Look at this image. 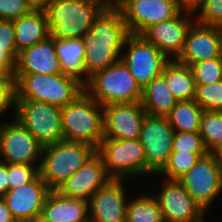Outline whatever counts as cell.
Returning a JSON list of instances; mask_svg holds the SVG:
<instances>
[{
    "mask_svg": "<svg viewBox=\"0 0 222 222\" xmlns=\"http://www.w3.org/2000/svg\"><path fill=\"white\" fill-rule=\"evenodd\" d=\"M104 109V138L139 139L146 111L141 102L109 104Z\"/></svg>",
    "mask_w": 222,
    "mask_h": 222,
    "instance_id": "e0dca14e",
    "label": "cell"
},
{
    "mask_svg": "<svg viewBox=\"0 0 222 222\" xmlns=\"http://www.w3.org/2000/svg\"><path fill=\"white\" fill-rule=\"evenodd\" d=\"M40 218L44 222H90L89 202L64 197L55 190H50L44 201Z\"/></svg>",
    "mask_w": 222,
    "mask_h": 222,
    "instance_id": "7402d4cb",
    "label": "cell"
},
{
    "mask_svg": "<svg viewBox=\"0 0 222 222\" xmlns=\"http://www.w3.org/2000/svg\"><path fill=\"white\" fill-rule=\"evenodd\" d=\"M77 1H81V2H83V3H87V4H90V5H92V6H96V7H98L101 11L111 9V8L107 5V0H77Z\"/></svg>",
    "mask_w": 222,
    "mask_h": 222,
    "instance_id": "b9f144b4",
    "label": "cell"
},
{
    "mask_svg": "<svg viewBox=\"0 0 222 222\" xmlns=\"http://www.w3.org/2000/svg\"><path fill=\"white\" fill-rule=\"evenodd\" d=\"M176 102L162 75L155 77L142 88L141 104L146 114L166 117Z\"/></svg>",
    "mask_w": 222,
    "mask_h": 222,
    "instance_id": "d4e9b609",
    "label": "cell"
},
{
    "mask_svg": "<svg viewBox=\"0 0 222 222\" xmlns=\"http://www.w3.org/2000/svg\"><path fill=\"white\" fill-rule=\"evenodd\" d=\"M28 222H44L41 218H37V219H33L31 221Z\"/></svg>",
    "mask_w": 222,
    "mask_h": 222,
    "instance_id": "bcb514c9",
    "label": "cell"
},
{
    "mask_svg": "<svg viewBox=\"0 0 222 222\" xmlns=\"http://www.w3.org/2000/svg\"><path fill=\"white\" fill-rule=\"evenodd\" d=\"M194 201L205 211L222 192V167L208 152L178 179Z\"/></svg>",
    "mask_w": 222,
    "mask_h": 222,
    "instance_id": "9c48e42d",
    "label": "cell"
},
{
    "mask_svg": "<svg viewBox=\"0 0 222 222\" xmlns=\"http://www.w3.org/2000/svg\"><path fill=\"white\" fill-rule=\"evenodd\" d=\"M13 106L16 114L17 81L14 74L0 75V115Z\"/></svg>",
    "mask_w": 222,
    "mask_h": 222,
    "instance_id": "d590c367",
    "label": "cell"
},
{
    "mask_svg": "<svg viewBox=\"0 0 222 222\" xmlns=\"http://www.w3.org/2000/svg\"><path fill=\"white\" fill-rule=\"evenodd\" d=\"M195 20L202 25L222 28V0H204Z\"/></svg>",
    "mask_w": 222,
    "mask_h": 222,
    "instance_id": "8d00e7d4",
    "label": "cell"
},
{
    "mask_svg": "<svg viewBox=\"0 0 222 222\" xmlns=\"http://www.w3.org/2000/svg\"><path fill=\"white\" fill-rule=\"evenodd\" d=\"M195 101L204 111L222 112V80L206 84L196 85Z\"/></svg>",
    "mask_w": 222,
    "mask_h": 222,
    "instance_id": "d6a6232c",
    "label": "cell"
},
{
    "mask_svg": "<svg viewBox=\"0 0 222 222\" xmlns=\"http://www.w3.org/2000/svg\"><path fill=\"white\" fill-rule=\"evenodd\" d=\"M15 118L44 147L63 140L61 108L33 100H17Z\"/></svg>",
    "mask_w": 222,
    "mask_h": 222,
    "instance_id": "ba28073f",
    "label": "cell"
},
{
    "mask_svg": "<svg viewBox=\"0 0 222 222\" xmlns=\"http://www.w3.org/2000/svg\"><path fill=\"white\" fill-rule=\"evenodd\" d=\"M49 192L50 189L38 174L28 184L9 190L3 199L16 222H28L40 218Z\"/></svg>",
    "mask_w": 222,
    "mask_h": 222,
    "instance_id": "ffe728a7",
    "label": "cell"
},
{
    "mask_svg": "<svg viewBox=\"0 0 222 222\" xmlns=\"http://www.w3.org/2000/svg\"><path fill=\"white\" fill-rule=\"evenodd\" d=\"M161 75L177 101L195 99L197 86L190 66L171 59L165 64Z\"/></svg>",
    "mask_w": 222,
    "mask_h": 222,
    "instance_id": "484cf974",
    "label": "cell"
},
{
    "mask_svg": "<svg viewBox=\"0 0 222 222\" xmlns=\"http://www.w3.org/2000/svg\"><path fill=\"white\" fill-rule=\"evenodd\" d=\"M84 91L101 106L142 99V88L121 59L90 76Z\"/></svg>",
    "mask_w": 222,
    "mask_h": 222,
    "instance_id": "3957f363",
    "label": "cell"
},
{
    "mask_svg": "<svg viewBox=\"0 0 222 222\" xmlns=\"http://www.w3.org/2000/svg\"><path fill=\"white\" fill-rule=\"evenodd\" d=\"M214 58H222V28L202 25L195 21L186 35L184 48L176 60L191 66Z\"/></svg>",
    "mask_w": 222,
    "mask_h": 222,
    "instance_id": "2e32d148",
    "label": "cell"
},
{
    "mask_svg": "<svg viewBox=\"0 0 222 222\" xmlns=\"http://www.w3.org/2000/svg\"><path fill=\"white\" fill-rule=\"evenodd\" d=\"M13 117L0 125V162L39 166L43 146Z\"/></svg>",
    "mask_w": 222,
    "mask_h": 222,
    "instance_id": "7c38bea8",
    "label": "cell"
},
{
    "mask_svg": "<svg viewBox=\"0 0 222 222\" xmlns=\"http://www.w3.org/2000/svg\"><path fill=\"white\" fill-rule=\"evenodd\" d=\"M177 7L181 12L196 13L201 9L204 0H175Z\"/></svg>",
    "mask_w": 222,
    "mask_h": 222,
    "instance_id": "f35d334b",
    "label": "cell"
},
{
    "mask_svg": "<svg viewBox=\"0 0 222 222\" xmlns=\"http://www.w3.org/2000/svg\"><path fill=\"white\" fill-rule=\"evenodd\" d=\"M54 47L59 58L62 73L72 76L85 85L89 81L85 73V46L82 38L56 39Z\"/></svg>",
    "mask_w": 222,
    "mask_h": 222,
    "instance_id": "cb8c5ba5",
    "label": "cell"
},
{
    "mask_svg": "<svg viewBox=\"0 0 222 222\" xmlns=\"http://www.w3.org/2000/svg\"><path fill=\"white\" fill-rule=\"evenodd\" d=\"M111 179L105 170L101 157L95 153L55 191L64 197L89 201L91 196Z\"/></svg>",
    "mask_w": 222,
    "mask_h": 222,
    "instance_id": "d6986e66",
    "label": "cell"
},
{
    "mask_svg": "<svg viewBox=\"0 0 222 222\" xmlns=\"http://www.w3.org/2000/svg\"><path fill=\"white\" fill-rule=\"evenodd\" d=\"M35 7L28 0H0V20H14L30 13Z\"/></svg>",
    "mask_w": 222,
    "mask_h": 222,
    "instance_id": "74e56055",
    "label": "cell"
},
{
    "mask_svg": "<svg viewBox=\"0 0 222 222\" xmlns=\"http://www.w3.org/2000/svg\"><path fill=\"white\" fill-rule=\"evenodd\" d=\"M13 26L18 53L50 36L43 8H35L30 13L14 19Z\"/></svg>",
    "mask_w": 222,
    "mask_h": 222,
    "instance_id": "603a6c76",
    "label": "cell"
},
{
    "mask_svg": "<svg viewBox=\"0 0 222 222\" xmlns=\"http://www.w3.org/2000/svg\"><path fill=\"white\" fill-rule=\"evenodd\" d=\"M195 21V15L181 12L175 18L149 26L140 35L168 59H177L184 48L186 35Z\"/></svg>",
    "mask_w": 222,
    "mask_h": 222,
    "instance_id": "9a60e30c",
    "label": "cell"
},
{
    "mask_svg": "<svg viewBox=\"0 0 222 222\" xmlns=\"http://www.w3.org/2000/svg\"><path fill=\"white\" fill-rule=\"evenodd\" d=\"M172 152L189 153V154L208 153L199 132H179V131H174Z\"/></svg>",
    "mask_w": 222,
    "mask_h": 222,
    "instance_id": "836d02e7",
    "label": "cell"
},
{
    "mask_svg": "<svg viewBox=\"0 0 222 222\" xmlns=\"http://www.w3.org/2000/svg\"><path fill=\"white\" fill-rule=\"evenodd\" d=\"M126 222H164L156 198L143 194L128 201Z\"/></svg>",
    "mask_w": 222,
    "mask_h": 222,
    "instance_id": "83f0119b",
    "label": "cell"
},
{
    "mask_svg": "<svg viewBox=\"0 0 222 222\" xmlns=\"http://www.w3.org/2000/svg\"><path fill=\"white\" fill-rule=\"evenodd\" d=\"M63 140L97 150L104 138V109L85 91L61 108Z\"/></svg>",
    "mask_w": 222,
    "mask_h": 222,
    "instance_id": "7a4b0ae2",
    "label": "cell"
},
{
    "mask_svg": "<svg viewBox=\"0 0 222 222\" xmlns=\"http://www.w3.org/2000/svg\"><path fill=\"white\" fill-rule=\"evenodd\" d=\"M59 73H62V69L55 51L54 38L51 35L18 54L15 74Z\"/></svg>",
    "mask_w": 222,
    "mask_h": 222,
    "instance_id": "44dd1931",
    "label": "cell"
},
{
    "mask_svg": "<svg viewBox=\"0 0 222 222\" xmlns=\"http://www.w3.org/2000/svg\"><path fill=\"white\" fill-rule=\"evenodd\" d=\"M95 153L96 150L89 145L65 140L44 146L39 175L50 190H56Z\"/></svg>",
    "mask_w": 222,
    "mask_h": 222,
    "instance_id": "5b68a950",
    "label": "cell"
},
{
    "mask_svg": "<svg viewBox=\"0 0 222 222\" xmlns=\"http://www.w3.org/2000/svg\"><path fill=\"white\" fill-rule=\"evenodd\" d=\"M123 179H111L89 202L90 222H126L128 197Z\"/></svg>",
    "mask_w": 222,
    "mask_h": 222,
    "instance_id": "ac0fdd59",
    "label": "cell"
},
{
    "mask_svg": "<svg viewBox=\"0 0 222 222\" xmlns=\"http://www.w3.org/2000/svg\"><path fill=\"white\" fill-rule=\"evenodd\" d=\"M39 166L8 163L9 190L22 187L31 182L38 174Z\"/></svg>",
    "mask_w": 222,
    "mask_h": 222,
    "instance_id": "e575fe53",
    "label": "cell"
},
{
    "mask_svg": "<svg viewBox=\"0 0 222 222\" xmlns=\"http://www.w3.org/2000/svg\"><path fill=\"white\" fill-rule=\"evenodd\" d=\"M196 85H206L222 80V58L197 62L190 66Z\"/></svg>",
    "mask_w": 222,
    "mask_h": 222,
    "instance_id": "1f68e13d",
    "label": "cell"
},
{
    "mask_svg": "<svg viewBox=\"0 0 222 222\" xmlns=\"http://www.w3.org/2000/svg\"><path fill=\"white\" fill-rule=\"evenodd\" d=\"M174 130L167 117L146 114L139 136L146 155V174H158L172 153Z\"/></svg>",
    "mask_w": 222,
    "mask_h": 222,
    "instance_id": "8fae6325",
    "label": "cell"
},
{
    "mask_svg": "<svg viewBox=\"0 0 222 222\" xmlns=\"http://www.w3.org/2000/svg\"><path fill=\"white\" fill-rule=\"evenodd\" d=\"M96 153L101 157L112 179L146 174V155L139 139L115 140L103 138Z\"/></svg>",
    "mask_w": 222,
    "mask_h": 222,
    "instance_id": "52a82bcc",
    "label": "cell"
},
{
    "mask_svg": "<svg viewBox=\"0 0 222 222\" xmlns=\"http://www.w3.org/2000/svg\"><path fill=\"white\" fill-rule=\"evenodd\" d=\"M35 8H42L47 0H28Z\"/></svg>",
    "mask_w": 222,
    "mask_h": 222,
    "instance_id": "f6af8a7d",
    "label": "cell"
},
{
    "mask_svg": "<svg viewBox=\"0 0 222 222\" xmlns=\"http://www.w3.org/2000/svg\"><path fill=\"white\" fill-rule=\"evenodd\" d=\"M0 222H16L3 197H0Z\"/></svg>",
    "mask_w": 222,
    "mask_h": 222,
    "instance_id": "60d3db41",
    "label": "cell"
},
{
    "mask_svg": "<svg viewBox=\"0 0 222 222\" xmlns=\"http://www.w3.org/2000/svg\"><path fill=\"white\" fill-rule=\"evenodd\" d=\"M123 50L125 52L122 53L121 60L141 88L161 75L165 64L170 60L141 35L130 34L126 38Z\"/></svg>",
    "mask_w": 222,
    "mask_h": 222,
    "instance_id": "30bf717a",
    "label": "cell"
},
{
    "mask_svg": "<svg viewBox=\"0 0 222 222\" xmlns=\"http://www.w3.org/2000/svg\"><path fill=\"white\" fill-rule=\"evenodd\" d=\"M42 8L50 35L56 39L83 38L101 11L96 6L77 0H47Z\"/></svg>",
    "mask_w": 222,
    "mask_h": 222,
    "instance_id": "8992f818",
    "label": "cell"
},
{
    "mask_svg": "<svg viewBox=\"0 0 222 222\" xmlns=\"http://www.w3.org/2000/svg\"><path fill=\"white\" fill-rule=\"evenodd\" d=\"M18 54L13 20H0V75L15 74Z\"/></svg>",
    "mask_w": 222,
    "mask_h": 222,
    "instance_id": "f1b7e54d",
    "label": "cell"
},
{
    "mask_svg": "<svg viewBox=\"0 0 222 222\" xmlns=\"http://www.w3.org/2000/svg\"><path fill=\"white\" fill-rule=\"evenodd\" d=\"M204 155L206 154L172 152L167 164L157 175H163V179L178 180L197 163L200 157Z\"/></svg>",
    "mask_w": 222,
    "mask_h": 222,
    "instance_id": "4dcf8cb0",
    "label": "cell"
},
{
    "mask_svg": "<svg viewBox=\"0 0 222 222\" xmlns=\"http://www.w3.org/2000/svg\"><path fill=\"white\" fill-rule=\"evenodd\" d=\"M130 35L118 9L100 11L91 29L83 36L86 76L109 67L121 59L126 38Z\"/></svg>",
    "mask_w": 222,
    "mask_h": 222,
    "instance_id": "6da1fadb",
    "label": "cell"
},
{
    "mask_svg": "<svg viewBox=\"0 0 222 222\" xmlns=\"http://www.w3.org/2000/svg\"><path fill=\"white\" fill-rule=\"evenodd\" d=\"M126 0H107V5L111 9H119Z\"/></svg>",
    "mask_w": 222,
    "mask_h": 222,
    "instance_id": "ee69618b",
    "label": "cell"
},
{
    "mask_svg": "<svg viewBox=\"0 0 222 222\" xmlns=\"http://www.w3.org/2000/svg\"><path fill=\"white\" fill-rule=\"evenodd\" d=\"M210 153L222 167V142L218 146H216Z\"/></svg>",
    "mask_w": 222,
    "mask_h": 222,
    "instance_id": "7bdbcfd3",
    "label": "cell"
},
{
    "mask_svg": "<svg viewBox=\"0 0 222 222\" xmlns=\"http://www.w3.org/2000/svg\"><path fill=\"white\" fill-rule=\"evenodd\" d=\"M158 201L164 222H205L207 214L178 180L164 179Z\"/></svg>",
    "mask_w": 222,
    "mask_h": 222,
    "instance_id": "5bb4252c",
    "label": "cell"
},
{
    "mask_svg": "<svg viewBox=\"0 0 222 222\" xmlns=\"http://www.w3.org/2000/svg\"><path fill=\"white\" fill-rule=\"evenodd\" d=\"M130 34L140 35L146 28L178 16L175 0H126L118 9Z\"/></svg>",
    "mask_w": 222,
    "mask_h": 222,
    "instance_id": "4fadbf2b",
    "label": "cell"
},
{
    "mask_svg": "<svg viewBox=\"0 0 222 222\" xmlns=\"http://www.w3.org/2000/svg\"><path fill=\"white\" fill-rule=\"evenodd\" d=\"M17 81V100H33L64 107L84 92V85L63 73L14 74Z\"/></svg>",
    "mask_w": 222,
    "mask_h": 222,
    "instance_id": "277c9868",
    "label": "cell"
},
{
    "mask_svg": "<svg viewBox=\"0 0 222 222\" xmlns=\"http://www.w3.org/2000/svg\"><path fill=\"white\" fill-rule=\"evenodd\" d=\"M199 133L208 152L222 142V112L203 111Z\"/></svg>",
    "mask_w": 222,
    "mask_h": 222,
    "instance_id": "f546056e",
    "label": "cell"
},
{
    "mask_svg": "<svg viewBox=\"0 0 222 222\" xmlns=\"http://www.w3.org/2000/svg\"><path fill=\"white\" fill-rule=\"evenodd\" d=\"M8 191V163L0 162V197H3Z\"/></svg>",
    "mask_w": 222,
    "mask_h": 222,
    "instance_id": "ab89813d",
    "label": "cell"
},
{
    "mask_svg": "<svg viewBox=\"0 0 222 222\" xmlns=\"http://www.w3.org/2000/svg\"><path fill=\"white\" fill-rule=\"evenodd\" d=\"M203 111L195 99L177 101L166 117L174 131L199 132Z\"/></svg>",
    "mask_w": 222,
    "mask_h": 222,
    "instance_id": "4316f807",
    "label": "cell"
}]
</instances>
